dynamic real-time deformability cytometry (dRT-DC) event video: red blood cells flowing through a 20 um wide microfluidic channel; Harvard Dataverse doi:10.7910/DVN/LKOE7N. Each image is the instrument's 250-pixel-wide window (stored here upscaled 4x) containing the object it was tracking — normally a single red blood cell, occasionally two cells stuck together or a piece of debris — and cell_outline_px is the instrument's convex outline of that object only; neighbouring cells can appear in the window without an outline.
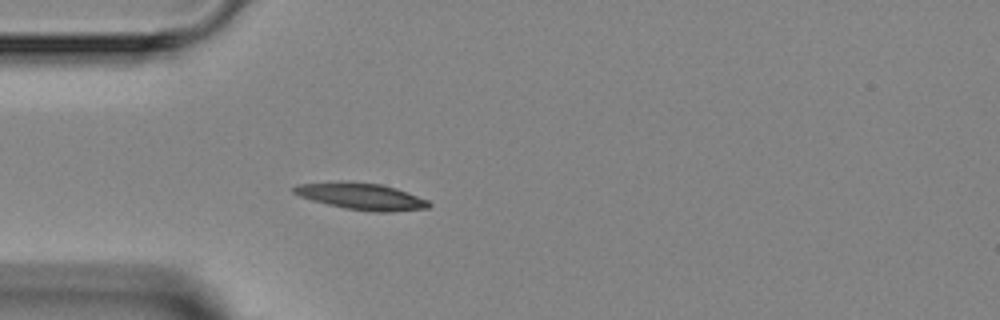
{"species": "Egyptian fruit bat (a non-hibernating species)", "species_latin": "Rousettus aegyptiacus", "temperature_condition": "room temperature", "stored_images_in_passage": 1, "camera_frame_rate_fps": 3000, "um_per_image_px": 0.085, "animal": {"sex": "female"}, "frame": {"image": 1, "passage_image": 1, "time_ms": 0.0, "image_size_px": [1000, 320], "cell_outline_px": [[432, 204], [428, 208], [392, 212], [376, 212], [344, 208], [312, 200], [300, 196], [292, 192], [292, 188], [296, 184], [340, 180], [380, 184], [396, 188], [428, 200]], "centroid_in_image_um": [30.69, 16.67], "position_along_channel_um": 54.3, "area_um2": 21.15}}